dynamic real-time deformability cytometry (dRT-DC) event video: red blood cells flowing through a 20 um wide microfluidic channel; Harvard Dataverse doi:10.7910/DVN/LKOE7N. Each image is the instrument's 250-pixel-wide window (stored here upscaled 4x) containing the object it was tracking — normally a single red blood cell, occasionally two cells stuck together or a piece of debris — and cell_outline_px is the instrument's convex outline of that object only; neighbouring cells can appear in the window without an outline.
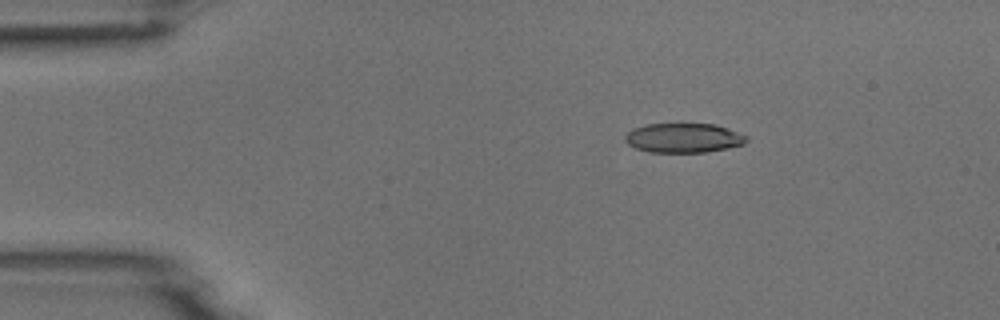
{"species": "common noctule bat (a hibernating species)", "species_latin": "Nyctalus noctula", "temperature_condition": "room temperature", "stored_images_in_passage": 4, "camera_frame_rate_fps": 3000, "um_per_image_px": 0.085, "animal": {"sex": "male", "body_mass_g": 18.8}, "frame": {"image": 1, "passage_image": 2, "time_ms": 2.0, "image_size_px": [1000, 320], "cell_outline_px": [[748, 140], [744, 144], [728, 148], [708, 152], [648, 152], [636, 148], [628, 144], [624, 140], [624, 136], [632, 128], [648, 124], [716, 124], [748, 136]], "centroid_in_image_um": [58.1, 11.73], "position_along_channel_um": 26.9, "area_um2": 20.92}}
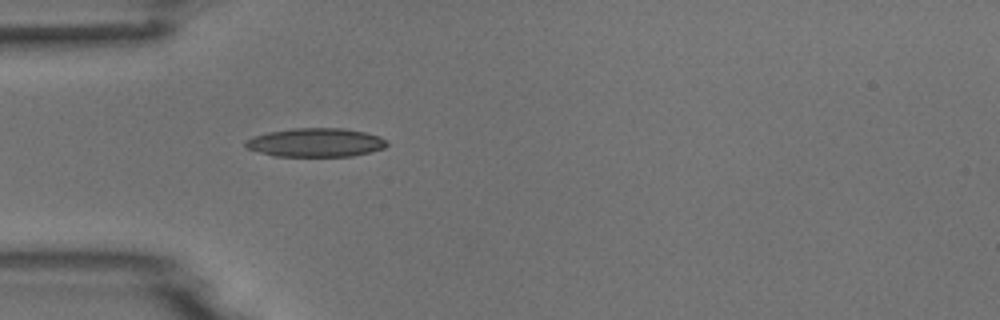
{"frame": {"image": 2, "passage_image": 4, "time_ms": 4.333, "image_size_px": [1000, 320], "cell_outline_px": [[388, 144], [384, 148], [372, 152], [352, 156], [276, 156], [260, 152], [248, 148], [244, 144], [244, 140], [252, 136], [268, 132], [292, 128], [344, 128], [364, 132], [380, 136], [388, 140]], "centroid_in_image_um": [26.86, 12.11], "position_along_channel_um": 58.1, "area_um2": 23.81}}